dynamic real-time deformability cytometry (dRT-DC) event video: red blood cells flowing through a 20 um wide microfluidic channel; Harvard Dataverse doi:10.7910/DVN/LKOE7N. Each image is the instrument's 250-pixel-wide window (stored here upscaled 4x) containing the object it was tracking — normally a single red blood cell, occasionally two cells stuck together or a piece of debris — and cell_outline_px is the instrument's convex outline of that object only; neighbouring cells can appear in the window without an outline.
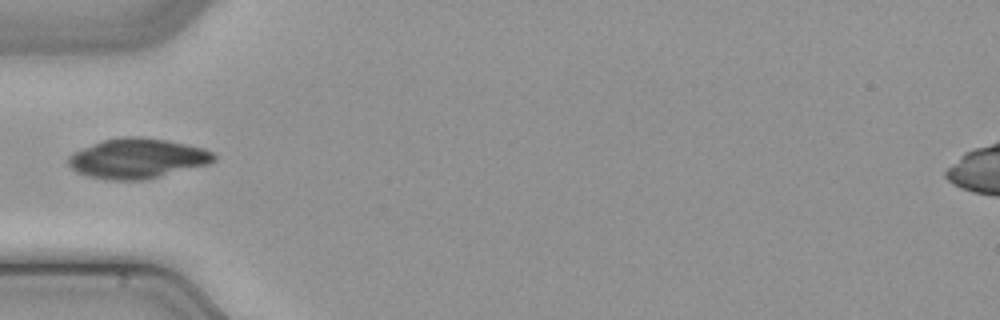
{"species": "common noctule bat (a hibernating species)", "species_latin": "Nyctalus noctula", "temperature_condition": "cold", "stored_images_in_passage": 13, "camera_frame_rate_fps": 3000, "um_per_image_px": 0.085, "animal": {"sex": "male", "body_mass_g": 21.5, "forearm_length_mm": 52.0}, "frame": {"image": 1, "passage_image": 1, "time_ms": 0.0, "image_size_px": [1000, 320], "cell_outline_px": [[216, 160], [208, 164], [144, 180], [108, 180], [88, 176], [76, 172], [68, 164], [68, 156], [92, 144], [104, 140], [124, 136], [140, 136], [168, 140], [204, 148], [212, 152], [216, 156]], "centroid_in_image_um": [11.69, 13.46], "position_along_channel_um": 73.3, "area_um2": 33.76}}